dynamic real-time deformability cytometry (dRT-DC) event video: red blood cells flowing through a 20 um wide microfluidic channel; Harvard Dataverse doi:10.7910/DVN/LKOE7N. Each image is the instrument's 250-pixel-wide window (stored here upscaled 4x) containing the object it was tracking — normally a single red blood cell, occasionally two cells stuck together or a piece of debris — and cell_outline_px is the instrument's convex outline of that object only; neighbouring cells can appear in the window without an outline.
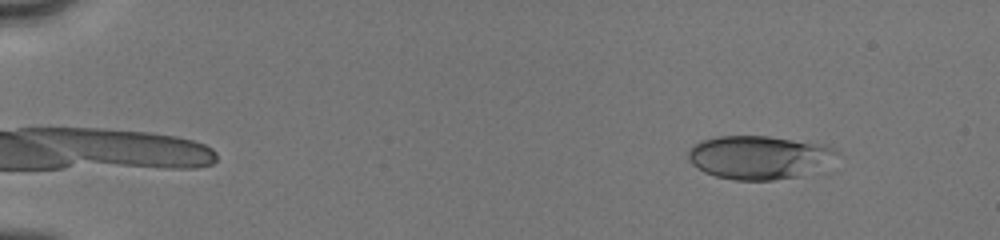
{"species": "human", "species_latin": "Homo sapiens", "temperature_condition": "cold", "stored_images_in_passage": 32, "camera_frame_rate_fps": 3000, "um_per_image_px": 0.085, "donor": {"sex": "male"}, "frame": {"image": 1, "passage_image": 1, "time_ms": 0.0, "image_size_px": [1000, 240], "cell_outline_px": [[836, 152], [800, 176], [772, 180], [732, 180], [716, 176], [704, 172], [692, 164], [688, 160], [688, 148], [692, 144], [700, 140], [716, 136], [768, 136], [824, 144], [832, 148]], "centroid_in_image_um": [64.3, 13.35], "position_along_channel_um": 20.7, "area_um2": 36.7}}
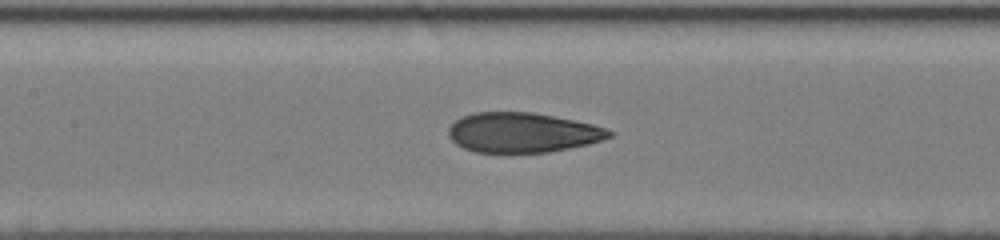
{"frame": {"image": 2, "passage_image": 14, "time_ms": 6.667, "image_size_px": [1000, 240], "cell_outline_px": [[616, 132], [612, 136], [588, 144], [548, 152], [476, 152], [464, 148], [456, 144], [448, 136], [448, 128], [460, 116], [472, 112], [532, 112], [592, 124]], "centroid_in_image_um": [44.37, 11.26], "position_along_channel_um": 163.0, "area_um2": 37.17}}
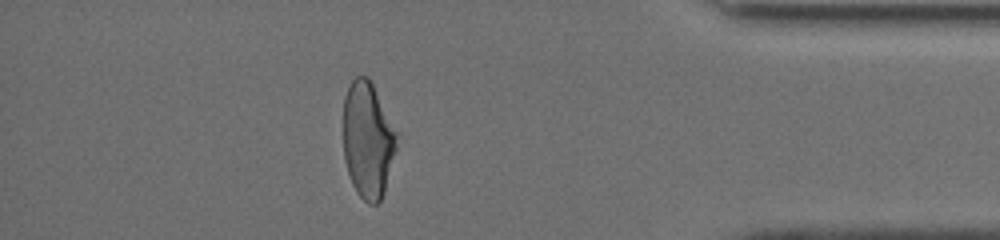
{"frame": {"image": 3, "passage_image": 27, "time_ms": 13.333, "image_size_px": [1000, 240], "cell_outline_px": [[400, 136], [384, 192], [380, 200], [376, 204], [368, 204], [356, 192], [352, 184], [344, 160], [344, 96], [352, 80], [356, 76], [368, 76]], "centroid_in_image_um": [31.28, 11.9], "position_along_channel_um": 403.9, "area_um2": 36.36}, "authors_computed_cell_mechanics": {"area_um2": 37.5411, "velocity_mm_per_s": 4.051, "shape_relaxation_time_tau1_ms": 4.8897, "shape_relaxation_time_tau2_ms": 1.3053, "deformation_change_tau1": 0.1756, "deformation_change_tau2": 0.0901}}